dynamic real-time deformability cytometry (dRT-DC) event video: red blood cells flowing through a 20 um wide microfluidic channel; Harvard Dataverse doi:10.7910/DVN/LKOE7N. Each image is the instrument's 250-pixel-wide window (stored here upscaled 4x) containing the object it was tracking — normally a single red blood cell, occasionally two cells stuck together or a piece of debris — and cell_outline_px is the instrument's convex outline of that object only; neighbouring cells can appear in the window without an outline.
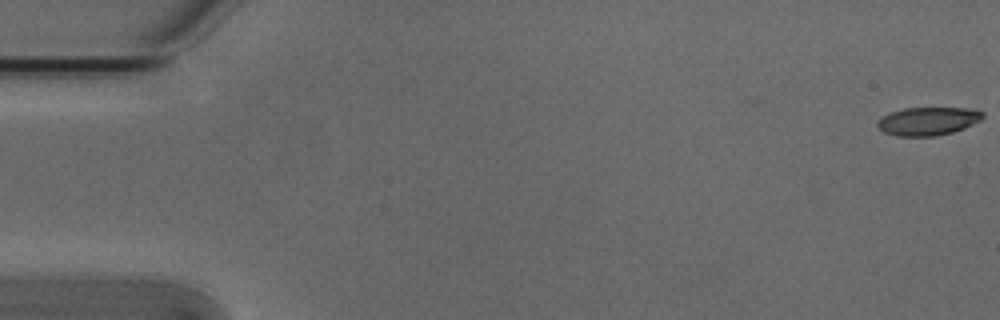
{"species": "Egyptian fruit bat (a non-hibernating species)", "species_latin": "Rousettus aegyptiacus", "temperature_condition": "cold", "stored_images_in_passage": 4, "camera_frame_rate_fps": 3000, "um_per_image_px": 0.085, "animal": {"sex": "male"}, "frame": {"image": 1, "passage_image": 1, "time_ms": 0.0, "image_size_px": [1000, 320], "cell_outline_px": [[984, 116], [980, 120], [964, 128], [952, 132], [936, 136], [896, 136], [884, 132], [876, 124], [884, 116], [892, 112], [904, 108], [964, 108], [984, 112]], "centroid_in_image_um": [78.89, 10.3], "position_along_channel_um": 6.1, "area_um2": 17.05}}